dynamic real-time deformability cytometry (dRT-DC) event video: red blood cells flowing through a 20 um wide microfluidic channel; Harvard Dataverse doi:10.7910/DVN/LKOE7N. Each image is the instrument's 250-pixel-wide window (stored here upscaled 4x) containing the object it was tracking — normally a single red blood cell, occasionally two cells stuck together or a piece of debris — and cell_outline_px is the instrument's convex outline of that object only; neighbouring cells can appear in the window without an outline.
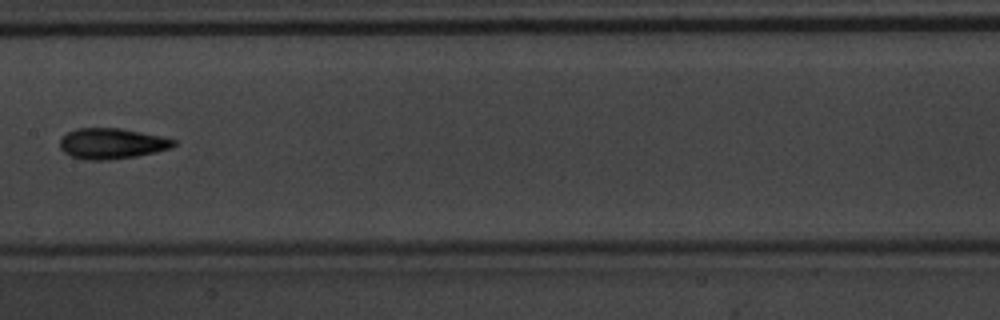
{"species": "common noctule bat (a hibernating species)", "species_latin": "Nyctalus noctula", "temperature_condition": "warm", "stored_images_in_passage": 7, "camera_frame_rate_fps": 3000, "um_per_image_px": 0.085, "animal": {"sex": "male", "body_mass_g": 20.1, "forearm_length_mm": 53.5}, "frame": {"image": 1, "passage_image": 6, "time_ms": 1.667, "image_size_px": [1000, 320], "cell_outline_px": [[176, 144], [172, 148], [156, 152], [136, 156], [108, 160], [88, 160], [72, 156], [64, 152], [60, 148], [60, 140], [68, 132], [76, 128], [120, 128], [160, 136], [176, 140]], "centroid_in_image_um": [9.51, 12.2], "position_along_channel_um": 197.9, "area_um2": 20.23}}